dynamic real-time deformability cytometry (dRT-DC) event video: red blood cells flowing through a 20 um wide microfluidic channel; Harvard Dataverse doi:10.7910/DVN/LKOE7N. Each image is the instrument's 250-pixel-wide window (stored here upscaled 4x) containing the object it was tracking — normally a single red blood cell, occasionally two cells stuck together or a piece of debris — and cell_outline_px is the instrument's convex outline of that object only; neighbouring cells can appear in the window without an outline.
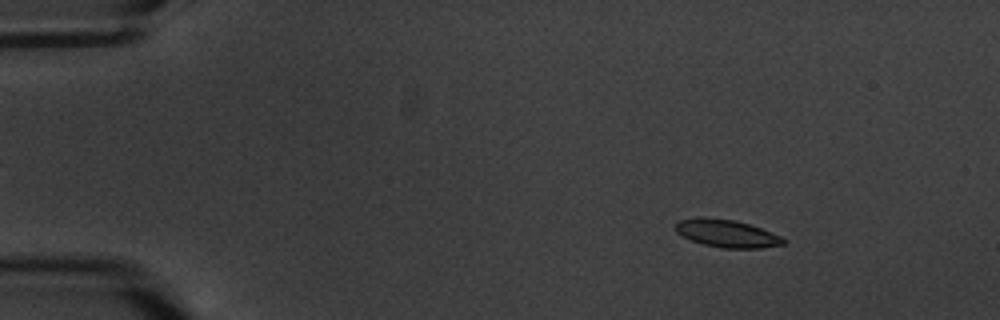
{"species": "common noctule bat (a hibernating species)", "species_latin": "Nyctalus noctula", "temperature_condition": "warm", "stored_images_in_passage": 6, "camera_frame_rate_fps": 3000, "um_per_image_px": 0.085, "animal": {"sex": "male", "body_mass_g": 20.1, "forearm_length_mm": 53.5}, "frame": {"image": 1, "passage_image": 2, "time_ms": 1.0, "image_size_px": [1000, 320], "cell_outline_px": [[788, 240], [784, 244], [760, 248], [720, 248], [704, 244], [692, 240], [676, 232], [672, 228], [680, 220], [696, 216], [704, 216], [736, 220], [760, 228], [780, 236]], "centroid_in_image_um": [61.74, 19.82], "position_along_channel_um": 23.3, "area_um2": 17.51}}
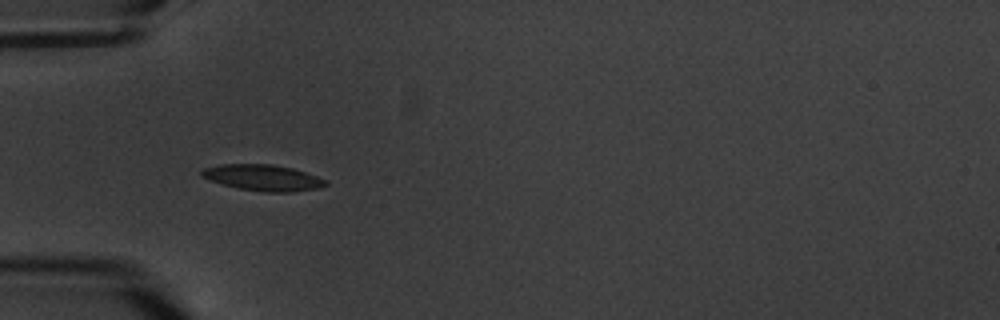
{"frame": {"image": 2, "passage_image": 5, "time_ms": 4.667, "image_size_px": [1000, 320], "cell_outline_px": [[328, 184], [320, 188], [292, 192], [264, 192], [240, 188], [224, 184], [200, 176], [200, 172], [204, 168], [220, 164], [272, 164], [292, 168], [316, 176], [324, 180]], "centroid_in_image_um": [22.35, 15.1], "position_along_channel_um": 62.6, "area_um2": 18.61}}